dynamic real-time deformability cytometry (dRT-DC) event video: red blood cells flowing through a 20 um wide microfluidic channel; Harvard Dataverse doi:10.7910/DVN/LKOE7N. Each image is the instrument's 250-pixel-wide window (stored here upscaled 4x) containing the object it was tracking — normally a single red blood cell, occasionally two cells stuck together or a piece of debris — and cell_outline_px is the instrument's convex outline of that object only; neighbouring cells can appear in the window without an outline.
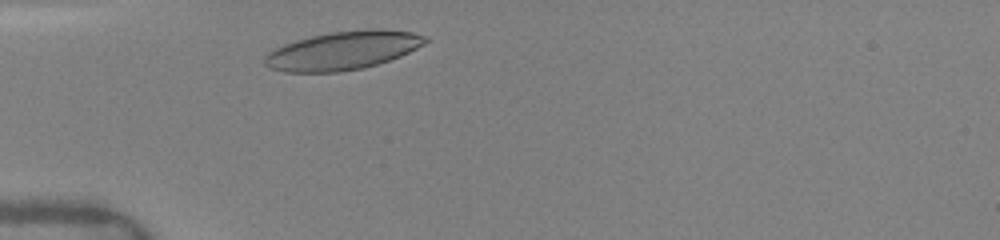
{"species": "human", "species_latin": "Homo sapiens", "temperature_condition": "warm", "stored_images_in_passage": 41, "camera_frame_rate_fps": 3000, "um_per_image_px": 0.085, "donor": {"sex": "female"}, "frame": {"image": 1, "passage_image": 5, "time_ms": 0.667, "image_size_px": [1000, 240], "cell_outline_px": [[428, 40], [424, 44], [400, 56], [364, 68], [340, 72], [284, 72], [272, 68], [264, 64], [264, 56], [268, 52], [284, 44], [296, 40], [312, 36], [332, 32], [368, 28], [384, 28], [412, 32], [428, 36]], "centroid_in_image_um": [29.17, 4.28], "position_along_channel_um": 55.8, "area_um2": 36.07}}
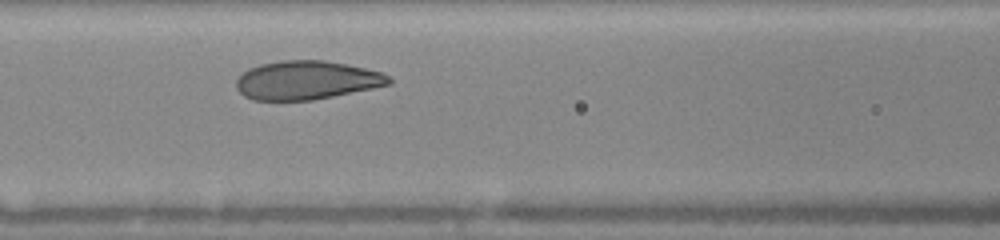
{"frame": {"image": 2, "passage_image": 15, "time_ms": 3.0, "image_size_px": [1000, 240], "cell_outline_px": [[392, 84], [312, 100], [252, 100], [244, 96], [236, 88], [236, 80], [248, 68], [260, 64], [284, 60], [324, 60], [364, 68], [380, 72], [388, 76], [392, 80]], "centroid_in_image_um": [26.03, 6.82], "position_along_channel_um": 140.6, "area_um2": 34.16}}
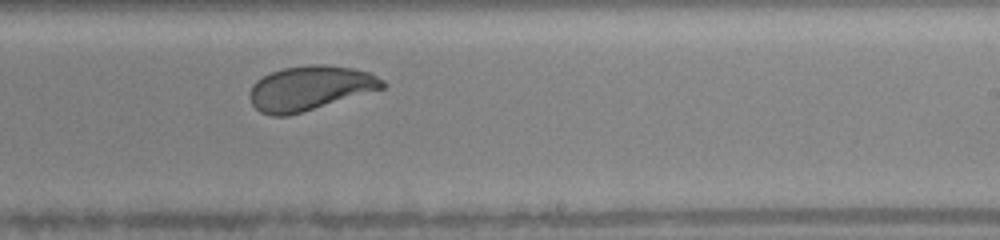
{"frame": {"image": 3, "passage_image": 27, "time_ms": 6.0, "image_size_px": [1000, 240], "cell_outline_px": [[388, 84], [384, 88], [288, 116], [272, 116], [260, 112], [252, 104], [248, 96], [248, 92], [252, 84], [256, 80], [272, 72], [284, 68], [308, 64], [324, 64], [352, 68], [372, 72], [384, 80]], "centroid_in_image_um": [26.34, 7.48], "position_along_channel_um": 262.7, "area_um2": 34.62}, "authors_computed_cell_mechanics": {"area_um2": 34.68, "velocity_mm_per_s": 4.0769, "shape_relaxation_time_tau1_ms": 2.3667, "shape_relaxation_time_tau2_ms": 0.5791, "deformation_change_tau1": 0.1306, "deformation_change_tau2": 0.0525}}